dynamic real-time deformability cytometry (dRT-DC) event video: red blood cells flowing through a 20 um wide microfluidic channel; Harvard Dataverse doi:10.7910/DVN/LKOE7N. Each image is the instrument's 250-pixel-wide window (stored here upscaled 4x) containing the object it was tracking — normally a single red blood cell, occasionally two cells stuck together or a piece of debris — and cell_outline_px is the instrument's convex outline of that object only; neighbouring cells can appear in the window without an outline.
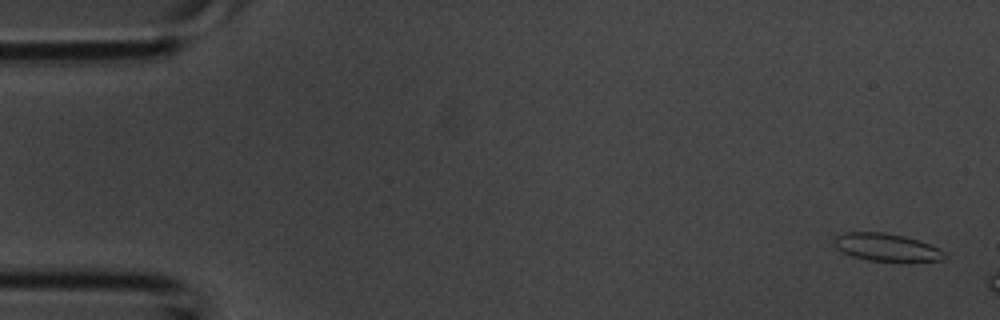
{"species": "common noctule bat (a hibernating species)", "species_latin": "Nyctalus noctula", "temperature_condition": "room temperature", "stored_images_in_passage": 5, "camera_frame_rate_fps": 3000, "um_per_image_px": 0.085, "animal": {"sex": "male", "body_mass_g": 20.1, "forearm_length_mm": 53.5}, "frame": {"image": 1, "passage_image": 1, "time_ms": 0.0, "image_size_px": [1000, 320], "cell_outline_px": [[948, 256], [944, 260], [908, 264], [868, 260], [852, 256], [836, 248], [832, 244], [832, 240], [836, 236], [844, 232], [884, 232], [904, 236], [920, 240], [940, 248], [948, 252]], "centroid_in_image_um": [75.47, 21.07], "position_along_channel_um": 9.5, "area_um2": 18.9}}